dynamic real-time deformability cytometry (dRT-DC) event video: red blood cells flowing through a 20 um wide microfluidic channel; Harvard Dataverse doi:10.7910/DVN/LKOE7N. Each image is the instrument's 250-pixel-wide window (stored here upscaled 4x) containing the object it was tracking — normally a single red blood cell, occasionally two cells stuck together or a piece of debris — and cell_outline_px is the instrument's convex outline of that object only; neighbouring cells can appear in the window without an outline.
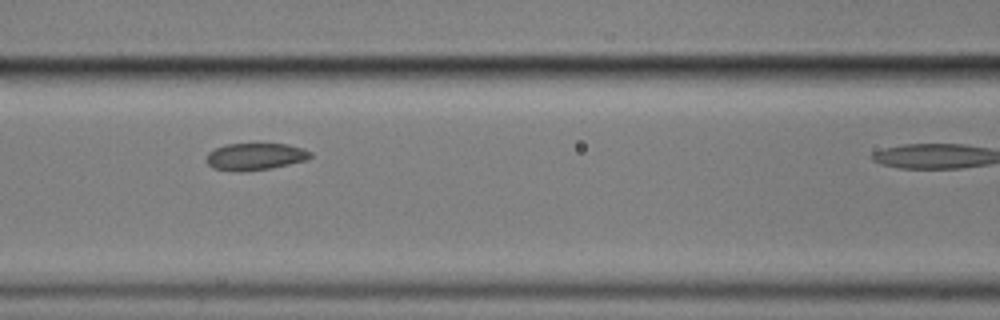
{"species": "common noctule bat (a hibernating species)", "species_latin": "Nyctalus noctula", "temperature_condition": "cold", "stored_images_in_passage": 6, "camera_frame_rate_fps": 3000, "um_per_image_px": 0.085, "animal": {"sex": "male", "body_mass_g": 17.9}, "frame": {"image": 1, "passage_image": 5, "time_ms": 5.333, "image_size_px": [1000, 320], "cell_outline_px": [[312, 156], [308, 160], [272, 168], [240, 172], [212, 168], [204, 160], [204, 156], [208, 152], [224, 144], [288, 144], [304, 148], [312, 152]], "centroid_in_image_um": [21.68, 13.31], "position_along_channel_um": 144.9, "area_um2": 16.7}}